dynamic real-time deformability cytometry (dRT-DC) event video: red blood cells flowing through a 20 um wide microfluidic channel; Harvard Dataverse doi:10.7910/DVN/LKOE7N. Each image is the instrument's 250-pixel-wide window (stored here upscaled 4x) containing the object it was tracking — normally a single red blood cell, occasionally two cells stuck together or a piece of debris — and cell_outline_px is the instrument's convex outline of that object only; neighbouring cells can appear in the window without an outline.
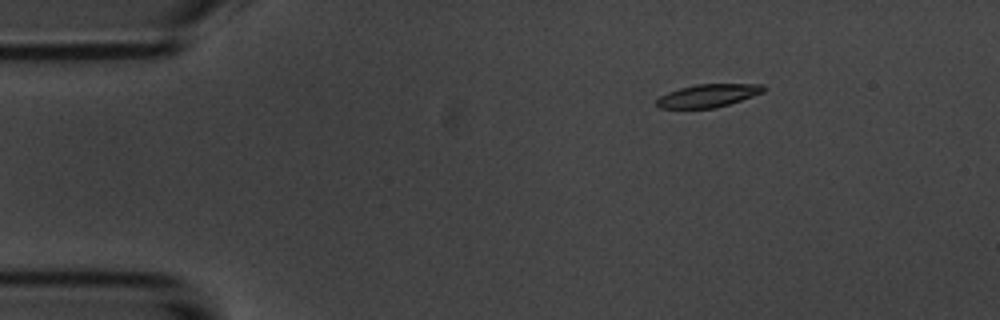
{"species": "common noctule bat (a hibernating species)", "species_latin": "Nyctalus noctula", "temperature_condition": "room temperature", "stored_images_in_passage": 2, "camera_frame_rate_fps": 3000, "um_per_image_px": 0.085, "animal": {"sex": "male", "body_mass_g": 20.1, "forearm_length_mm": 53.5}, "frame": {"image": 1, "passage_image": 1, "time_ms": 0.0, "image_size_px": [1000, 320], "cell_outline_px": [[764, 92], [716, 108], [656, 108], [656, 100], [660, 96], [668, 92], [680, 88], [696, 84], [764, 84]], "centroid_in_image_um": [60.15, 8.13], "position_along_channel_um": 24.8, "area_um2": 14.22}}